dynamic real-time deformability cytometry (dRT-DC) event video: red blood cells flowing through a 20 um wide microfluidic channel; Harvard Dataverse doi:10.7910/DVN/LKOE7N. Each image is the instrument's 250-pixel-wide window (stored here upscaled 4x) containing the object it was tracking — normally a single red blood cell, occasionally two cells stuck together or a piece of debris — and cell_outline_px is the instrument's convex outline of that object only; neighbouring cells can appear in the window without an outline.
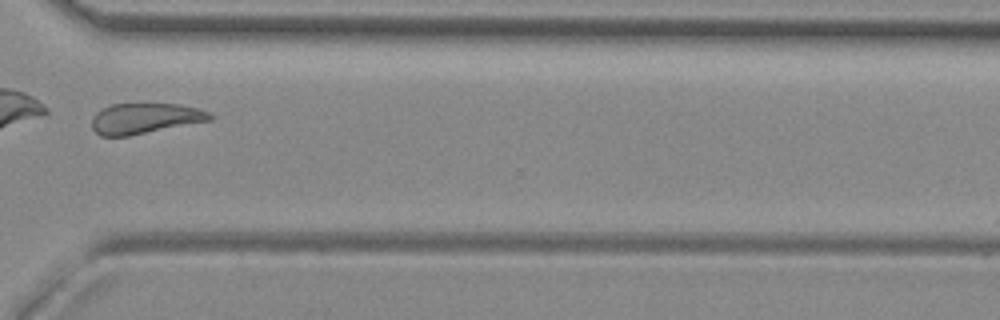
{"species": "common noctule bat (a hibernating species)", "species_latin": "Nyctalus noctula", "temperature_condition": "room temperature", "stored_images_in_passage": 42, "camera_frame_rate_fps": 3000, "um_per_image_px": 0.085, "animal": {"sex": "female", "body_mass_g": 29.2, "forearm_length_mm": 56.3}, "frame": {"image": 1, "passage_image": 30, "time_ms": 9.667, "image_size_px": [1000, 320], "cell_outline_px": [[212, 120], [128, 136], [100, 136], [92, 128], [92, 116], [96, 112], [112, 104], [180, 104], [196, 108], [208, 112], [212, 116]], "centroid_in_image_um": [12.29, 10.07], "position_along_channel_um": 358.3, "area_um2": 20.87}, "authors_computed_cell_mechanics": {"area_um2": 23.12, "velocity_mm_per_s": 3.938, "shape_relaxation_time_tau1_ms": null, "shape_relaxation_time_tau2_ms": 1.2722, "deformation_change_tau1": null, "deformation_change_tau2": 0.0863}}